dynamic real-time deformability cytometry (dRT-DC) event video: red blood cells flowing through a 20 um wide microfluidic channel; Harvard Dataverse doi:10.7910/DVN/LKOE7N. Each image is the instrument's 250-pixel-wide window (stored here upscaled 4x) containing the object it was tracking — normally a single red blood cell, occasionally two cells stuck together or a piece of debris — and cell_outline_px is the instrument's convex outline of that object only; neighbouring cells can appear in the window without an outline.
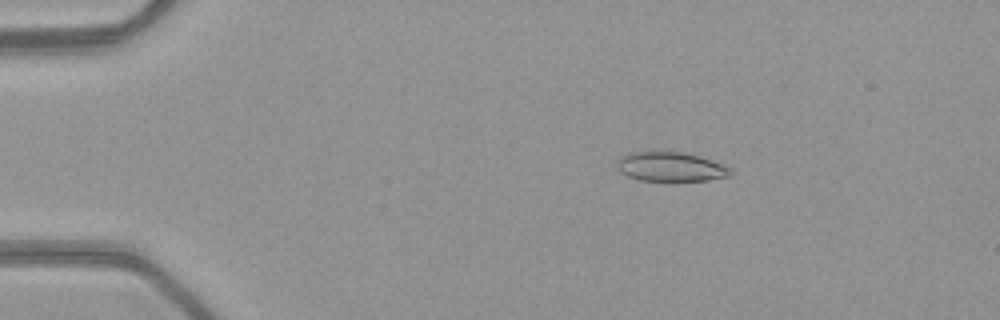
{"species": "common noctule bat (a hibernating species)", "species_latin": "Nyctalus noctula", "temperature_condition": "warm", "stored_images_in_passage": 52, "camera_frame_rate_fps": 3000, "um_per_image_px": 0.085, "animal": {"sex": "female", "body_mass_g": 21.9}, "frame": {"image": 1, "passage_image": 10, "time_ms": 3.0, "image_size_px": [1000, 320], "cell_outline_px": [[732, 172], [728, 176], [708, 180], [640, 180], [628, 176], [620, 172], [620, 156], [628, 152], [652, 148], [680, 152], [700, 156], [724, 164]], "centroid_in_image_um": [56.97, 14.11], "position_along_channel_um": 28.0, "area_um2": 19.71}}
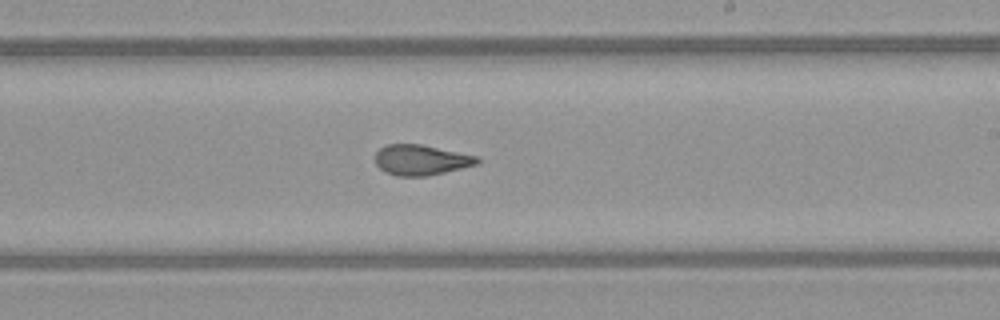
{"frame": {"image": 2, "passage_image": 32, "time_ms": 10.333, "image_size_px": [1000, 320], "cell_outline_px": [[480, 160], [476, 164], [428, 176], [396, 176], [380, 168], [376, 164], [376, 152], [380, 148], [388, 144], [420, 144], [480, 156]], "centroid_in_image_um": [35.8, 13.59], "position_along_channel_um": 253.2, "area_um2": 17.92}}
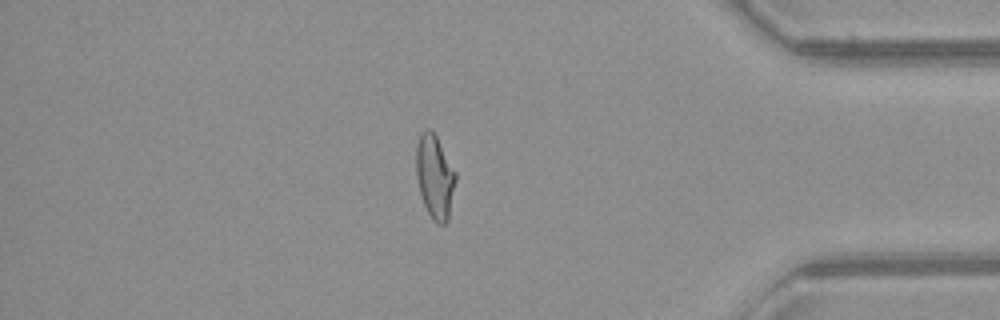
{"frame": {"image": 3, "passage_image": 45, "time_ms": 14.667, "image_size_px": [1000, 320], "cell_outline_px": [[456, 180], [448, 220], [444, 224], [436, 224], [432, 220], [424, 204], [420, 192], [416, 176], [416, 144], [420, 132], [424, 128], [428, 128], [436, 136], [456, 172]], "centroid_in_image_um": [36.95, 15.01], "position_along_channel_um": 398.3, "area_um2": 19.31}, "authors_computed_cell_mechanics": {"area_um2": 19.652, "velocity_mm_per_s": 4.0587, "shape_relaxation_time_tau1_ms": 9.6834, "shape_relaxation_time_tau2_ms": 1.4547, "deformation_change_tau1": 0.2758, "deformation_change_tau2": 0.0945}}